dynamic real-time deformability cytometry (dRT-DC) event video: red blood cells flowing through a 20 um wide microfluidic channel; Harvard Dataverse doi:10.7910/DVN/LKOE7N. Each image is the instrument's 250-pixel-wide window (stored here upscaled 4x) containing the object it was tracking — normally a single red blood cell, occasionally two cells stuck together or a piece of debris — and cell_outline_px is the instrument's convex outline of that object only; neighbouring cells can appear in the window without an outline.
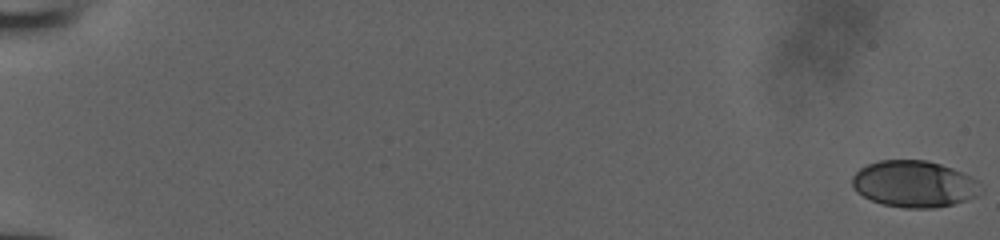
{"species": "human", "species_latin": "Homo sapiens", "temperature_condition": "room temperature", "stored_images_in_passage": 19, "camera_frame_rate_fps": 3000, "um_per_image_px": 0.085, "donor": {"sex": "male"}, "frame": {"image": 1, "passage_image": 1, "time_ms": 0.0, "image_size_px": [1000, 240], "cell_outline_px": [[984, 192], [976, 196], [952, 204], [936, 208], [904, 208], [884, 204], [872, 200], [856, 192], [852, 184], [852, 176], [860, 168], [868, 164], [880, 160], [924, 160], [940, 164], [952, 168], [972, 176], [976, 180]], "centroid_in_image_um": [77.71, 15.64], "position_along_channel_um": 7.3, "area_um2": 34.85}}
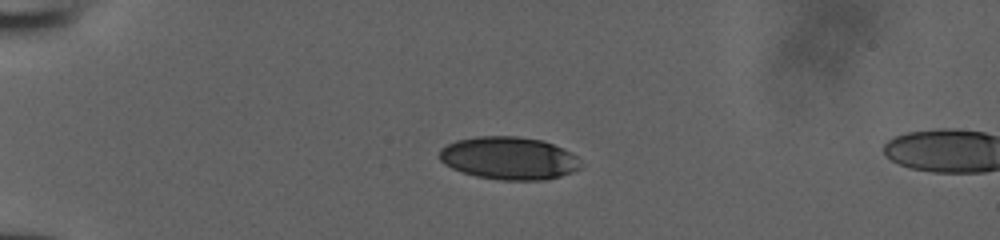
{"frame": {"image": 2, "passage_image": 16, "time_ms": 5.0, "image_size_px": [1000, 240], "cell_outline_px": [[584, 164], [580, 168], [572, 172], [560, 176], [544, 180], [500, 180], [476, 176], [452, 168], [444, 164], [440, 160], [440, 148], [456, 140], [476, 136], [516, 136], [544, 140], [564, 148], [572, 152]], "centroid_in_image_um": [43.3, 13.44], "position_along_channel_um": 41.7, "area_um2": 35.49}}